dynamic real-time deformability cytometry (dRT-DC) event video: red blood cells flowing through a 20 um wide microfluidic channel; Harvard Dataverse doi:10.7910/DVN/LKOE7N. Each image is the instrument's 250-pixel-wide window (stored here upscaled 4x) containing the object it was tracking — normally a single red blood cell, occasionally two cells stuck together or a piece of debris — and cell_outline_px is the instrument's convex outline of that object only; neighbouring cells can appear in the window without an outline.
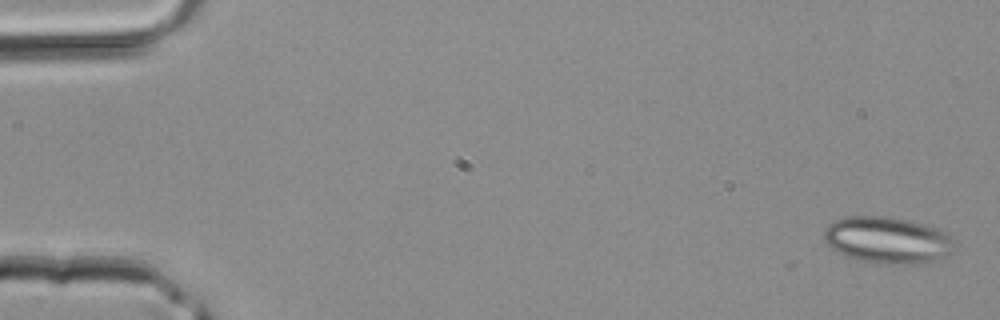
{"species": "common noctule bat (a hibernating species)", "species_latin": "Nyctalus noctula", "temperature_condition": "room temperature", "stored_images_in_passage": 40, "segment_of_instrument_passage": [1, 2], "camera_frame_rate_fps": 3000, "um_per_image_px": 0.085, "animal": {"sex": "male", "body_mass_g": 20.4}, "frame": {"image": 1, "passage_image": 1, "time_ms": 0.0, "image_size_px": [1000, 320], "cell_outline_px": [[952, 244], [948, 252], [944, 256], [928, 264], [892, 264], [856, 260], [836, 252], [824, 240], [824, 228], [828, 224], [836, 220], [848, 216], [884, 216], [908, 220], [924, 224], [936, 228], [952, 236]], "centroid_in_image_um": [75.39, 20.41], "position_along_channel_um": 9.6, "area_um2": 35.37}}